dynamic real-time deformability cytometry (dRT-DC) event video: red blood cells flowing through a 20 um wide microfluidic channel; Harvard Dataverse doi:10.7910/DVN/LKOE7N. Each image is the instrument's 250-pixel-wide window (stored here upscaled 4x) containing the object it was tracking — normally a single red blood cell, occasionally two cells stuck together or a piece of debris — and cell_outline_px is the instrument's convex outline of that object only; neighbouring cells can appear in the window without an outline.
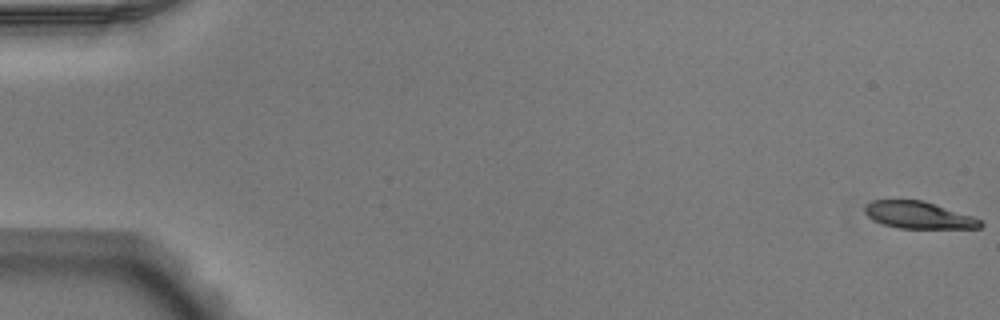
{"species": "Egyptian fruit bat (a non-hibernating species)", "species_latin": "Rousettus aegyptiacus", "temperature_condition": "warm", "stored_images_in_passage": 53, "camera_frame_rate_fps": 3000, "um_per_image_px": 0.085, "animal": {"sex": "male"}, "frame": {"image": 1, "passage_image": 1, "time_ms": 0.0, "image_size_px": [1000, 320], "cell_outline_px": [[984, 224], [980, 228], [900, 228], [884, 224], [872, 220], [864, 212], [864, 204], [872, 200], [920, 200], [972, 216], [980, 220]], "centroid_in_image_um": [78.03, 18.28], "position_along_channel_um": 7.0, "area_um2": 17.98}}
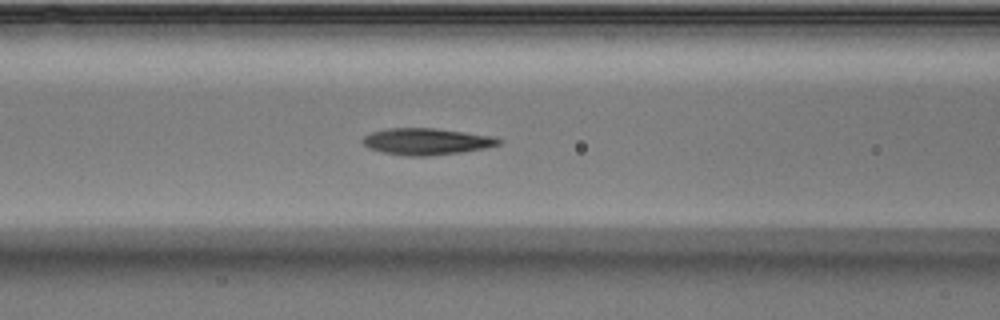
{"frame": {"image": 2, "passage_image": 23, "time_ms": 7.333, "image_size_px": [1000, 320], "cell_outline_px": [[500, 144], [460, 152], [428, 156], [404, 156], [384, 152], [368, 148], [360, 140], [364, 136], [372, 132], [388, 128], [436, 128], [492, 136], [500, 140]], "centroid_in_image_um": [36.18, 12.02], "position_along_channel_um": 130.4, "area_um2": 20.81}}
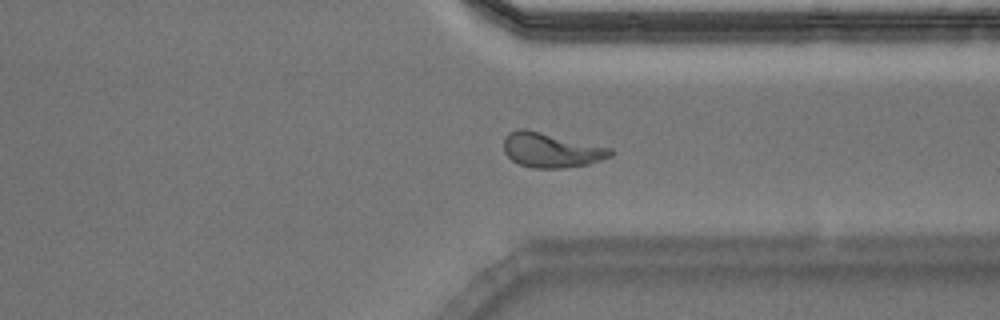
{"frame": {"image": 3, "passage_image": 41, "time_ms": 13.333, "image_size_px": [1000, 320], "cell_outline_px": [[612, 156], [588, 164], [560, 168], [536, 168], [520, 164], [512, 160], [504, 152], [504, 140], [508, 132], [520, 128], [524, 128], [612, 148]], "centroid_in_image_um": [46.84, 12.75], "position_along_channel_um": 364.6, "area_um2": 21.39}, "authors_computed_cell_mechanics": {"area_um2": 20.6924, "velocity_mm_per_s": 3.9003, "shape_relaxation_time_tau1_ms": 8.9046, "shape_relaxation_time_tau2_ms": 1.7113, "deformation_change_tau1": 0.288, "deformation_change_tau2": 0.0953}}